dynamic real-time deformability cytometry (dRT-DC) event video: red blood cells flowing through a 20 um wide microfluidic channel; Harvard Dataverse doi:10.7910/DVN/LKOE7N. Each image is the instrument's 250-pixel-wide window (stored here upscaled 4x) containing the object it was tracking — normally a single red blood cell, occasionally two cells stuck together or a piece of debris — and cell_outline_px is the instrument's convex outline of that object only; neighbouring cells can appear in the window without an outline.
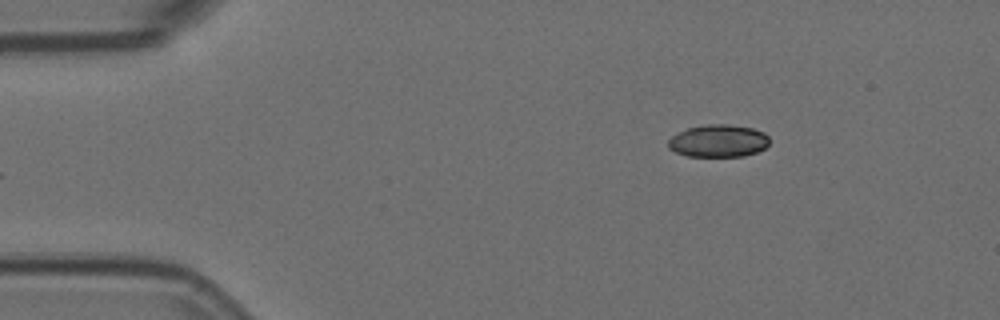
{"species": "Egyptian fruit bat (a non-hibernating species)", "species_latin": "Rousettus aegyptiacus", "temperature_condition": "room temperature", "stored_images_in_passage": 2, "camera_frame_rate_fps": 3000, "um_per_image_px": 0.085, "animal": {"sex": "female"}, "frame": {"image": 1, "passage_image": 2, "time_ms": 0.333, "image_size_px": [1000, 320], "cell_outline_px": [[768, 144], [764, 148], [756, 152], [744, 156], [688, 156], [676, 152], [668, 148], [668, 140], [672, 136], [688, 128], [704, 124], [728, 124], [752, 128], [764, 132], [768, 136]], "centroid_in_image_um": [61.06, 11.97], "position_along_channel_um": 23.9, "area_um2": 19.07}}